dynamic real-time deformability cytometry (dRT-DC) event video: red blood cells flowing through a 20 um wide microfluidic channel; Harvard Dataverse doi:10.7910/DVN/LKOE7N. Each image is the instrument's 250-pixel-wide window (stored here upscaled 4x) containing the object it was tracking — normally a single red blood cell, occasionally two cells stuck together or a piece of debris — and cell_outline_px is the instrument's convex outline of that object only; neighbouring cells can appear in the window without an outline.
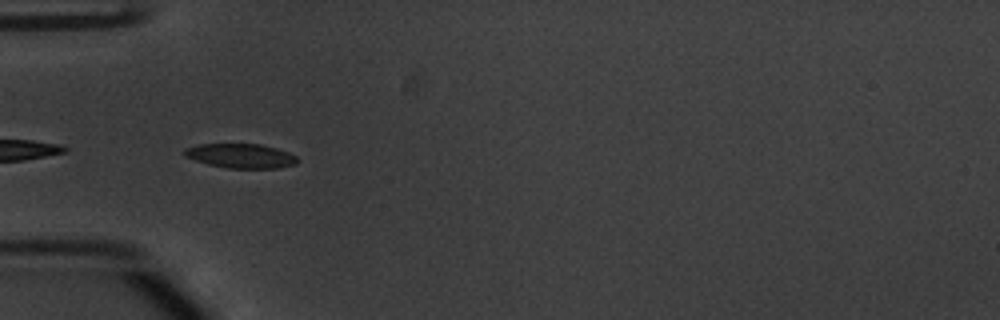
{"species": "common noctule bat (a hibernating species)", "species_latin": "Nyctalus noctula", "temperature_condition": "warm", "stored_images_in_passage": 6, "camera_frame_rate_fps": 3000, "um_per_image_px": 0.085, "animal": {"sex": "male", "body_mass_g": 20.1, "forearm_length_mm": 53.5}, "frame": {"image": 1, "passage_image": 2, "time_ms": 0.333, "image_size_px": [1000, 320], "cell_outline_px": [[296, 164], [276, 168], [228, 168], [208, 164], [184, 156], [184, 148], [200, 144], [260, 144], [276, 148], [288, 152], [296, 156]], "centroid_in_image_um": [20.45, 13.24], "position_along_channel_um": 64.6, "area_um2": 15.9}}